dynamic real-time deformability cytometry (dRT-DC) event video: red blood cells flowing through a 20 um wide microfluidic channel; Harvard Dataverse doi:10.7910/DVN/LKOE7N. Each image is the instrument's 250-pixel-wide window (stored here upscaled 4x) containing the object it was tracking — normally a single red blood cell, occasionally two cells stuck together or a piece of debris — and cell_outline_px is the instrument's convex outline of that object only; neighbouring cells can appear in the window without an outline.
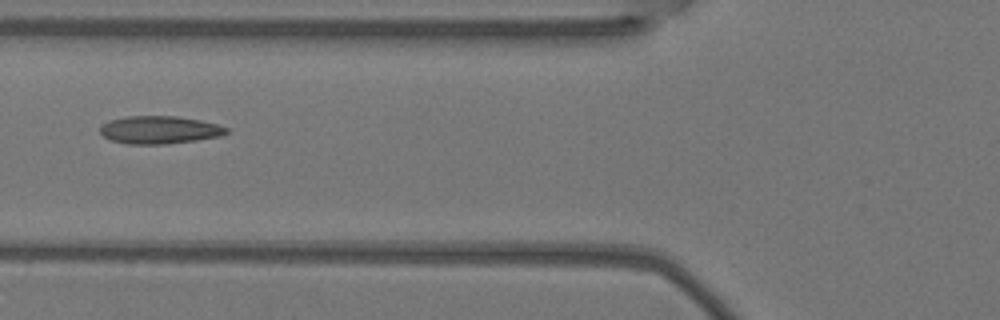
{"species": "Egyptian fruit bat (a non-hibernating species)", "species_latin": "Rousettus aegyptiacus", "temperature_condition": "warm", "stored_images_in_passage": 8, "camera_frame_rate_fps": 3000, "um_per_image_px": 0.085, "animal": {"sex": "female"}, "frame": {"image": 1, "passage_image": 5, "time_ms": 1.333, "image_size_px": [1000, 320], "cell_outline_px": [[228, 132], [220, 136], [196, 140], [164, 144], [128, 144], [108, 140], [100, 132], [100, 124], [108, 120], [128, 116], [176, 116], [200, 120], [216, 124], [228, 128]], "centroid_in_image_um": [13.5, 11.04], "position_along_channel_um": 112.3, "area_um2": 20.52}}
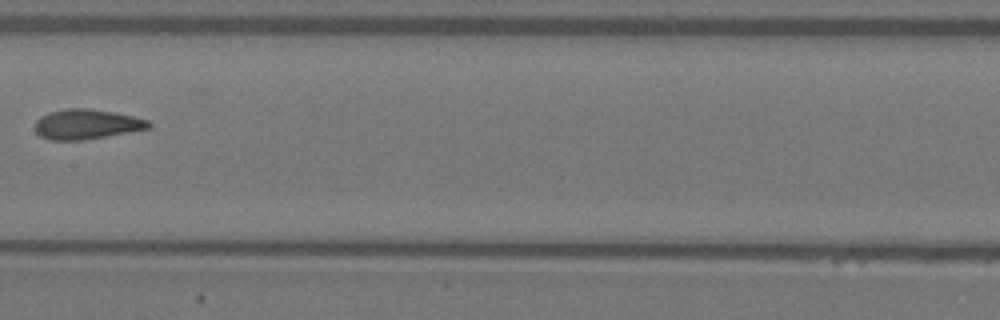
{"frame": {"image": 2, "passage_image": 7, "time_ms": 2.0, "image_size_px": [1000, 320], "cell_outline_px": [[152, 124], [148, 128], [128, 132], [80, 140], [48, 140], [40, 136], [36, 132], [36, 120], [40, 116], [48, 112], [68, 108], [88, 108], [112, 112], [132, 116], [148, 120]], "centroid_in_image_um": [7.31, 10.55], "position_along_channel_um": 200.1, "area_um2": 19.59}}
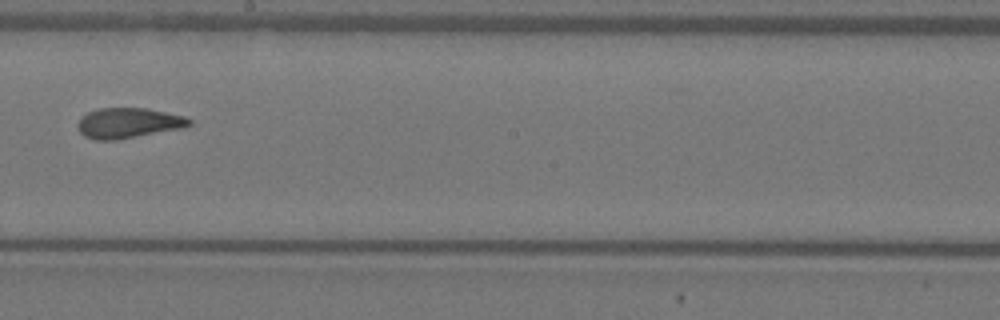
{"frame": {"image": 3, "passage_image": 8, "time_ms": 2.333, "image_size_px": [1000, 320], "cell_outline_px": [[192, 124], [184, 128], [116, 140], [96, 140], [84, 136], [80, 132], [76, 124], [80, 116], [88, 112], [100, 108], [148, 108], [184, 116], [192, 120]], "centroid_in_image_um": [10.9, 10.45], "position_along_channel_um": 237.3, "area_um2": 19.88}}